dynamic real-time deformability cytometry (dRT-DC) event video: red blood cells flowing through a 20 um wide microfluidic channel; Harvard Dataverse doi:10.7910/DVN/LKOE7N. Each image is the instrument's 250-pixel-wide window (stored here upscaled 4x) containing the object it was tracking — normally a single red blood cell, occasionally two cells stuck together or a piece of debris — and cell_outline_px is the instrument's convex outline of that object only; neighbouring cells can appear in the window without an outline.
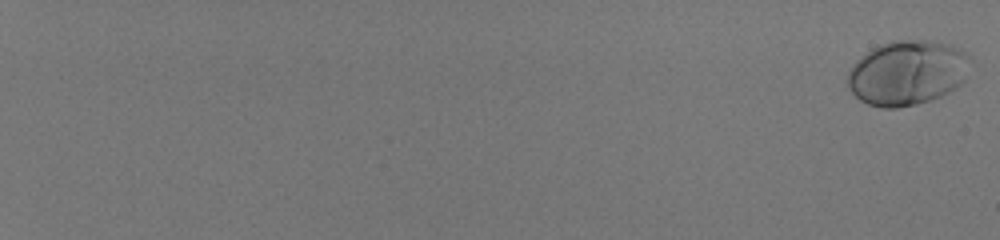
{"species": "human", "species_latin": "Homo sapiens", "temperature_condition": "room temperature", "stored_images_in_passage": 57, "camera_frame_rate_fps": 3000, "um_per_image_px": 0.085, "donor": {"sex": "male"}, "frame": {"image": 1, "passage_image": 1, "time_ms": 0.0, "image_size_px": [1000, 240], "cell_outline_px": [[972, 60], [964, 80], [956, 88], [940, 96], [916, 104], [896, 108], [880, 108], [868, 104], [860, 100], [844, 84], [848, 72], [852, 64], [856, 60], [872, 48], [880, 44], [892, 40], [932, 40], [948, 44], [960, 48], [968, 52]], "centroid_in_image_um": [77.11, 6.17], "position_along_channel_um": 7.9, "area_um2": 46.93}}
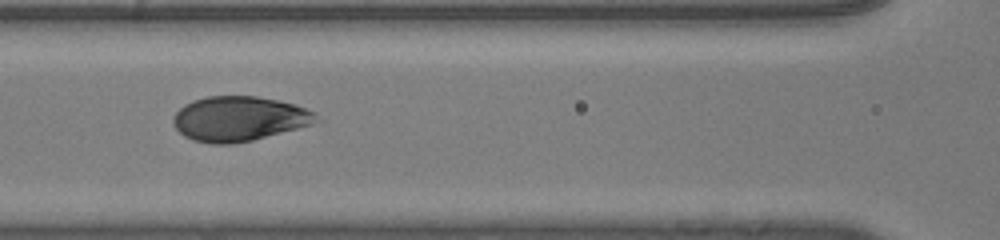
{"frame": {"image": 2, "passage_image": 33, "time_ms": 10.667, "image_size_px": [1000, 240], "cell_outline_px": [[320, 120], [312, 124], [252, 140], [232, 144], [212, 144], [192, 140], [184, 136], [172, 124], [172, 116], [184, 104], [192, 100], [208, 96], [256, 96], [296, 104], [316, 112]], "centroid_in_image_um": [20.3, 10.09], "position_along_channel_um": 146.3, "area_um2": 37.45}}
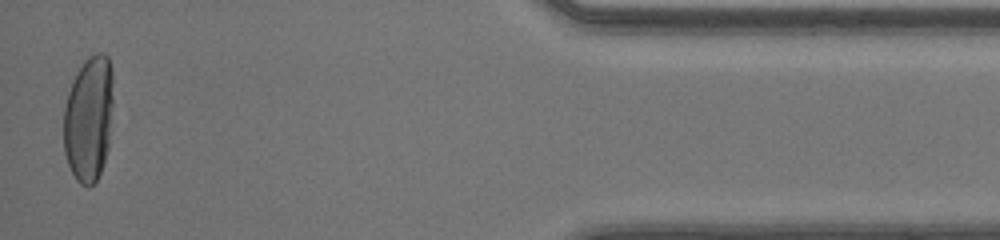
{"frame": {"image": 3, "passage_image": 57, "time_ms": 18.667, "image_size_px": [1000, 240], "cell_outline_px": [[112, 104], [108, 148], [100, 172], [96, 180], [88, 188], [80, 184], [76, 180], [68, 164], [64, 152], [64, 108], [68, 92], [72, 80], [76, 72], [84, 60], [88, 56], [96, 52], [104, 52], [108, 56], [112, 72]], "centroid_in_image_um": [7.53, 10.05], "position_along_channel_um": 427.7, "area_um2": 36.53}, "authors_computed_cell_mechanics": {"area_um2": 39.0728, "velocity_mm_per_s": 4.1101, "shape_relaxation_time_tau1_ms": 4.0587, "shape_relaxation_time_tau2_ms": null, "deformation_change_tau1": 0.177, "deformation_change_tau2": null}}